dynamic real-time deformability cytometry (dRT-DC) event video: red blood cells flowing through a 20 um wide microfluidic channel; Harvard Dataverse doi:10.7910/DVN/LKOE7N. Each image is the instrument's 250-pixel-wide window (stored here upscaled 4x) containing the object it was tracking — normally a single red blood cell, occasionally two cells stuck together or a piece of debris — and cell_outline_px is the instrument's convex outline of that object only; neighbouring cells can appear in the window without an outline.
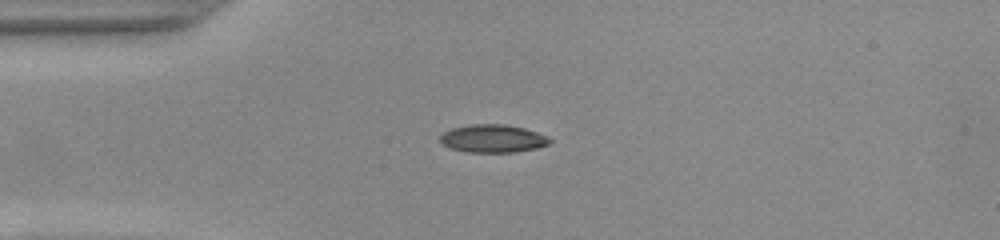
{"species": "common noctule bat (a hibernating species)", "species_latin": "Nyctalus noctula", "temperature_condition": "warm", "stored_images_in_passage": 40, "camera_frame_rate_fps": 3000, "um_per_image_px": 0.085, "animal": {"sex": "female", "body_mass_g": 22.0, "forearm_length_mm": 56.7}, "frame": {"image": 1, "passage_image": 1, "time_ms": 0.0, "image_size_px": [1000, 240], "cell_outline_px": [[552, 140], [548, 144], [536, 148], [516, 152], [464, 152], [440, 144], [440, 136], [444, 132], [452, 128], [472, 124], [504, 124], [524, 128], [548, 136]], "centroid_in_image_um": [41.88, 11.78], "position_along_channel_um": 43.1, "area_um2": 17.86}}
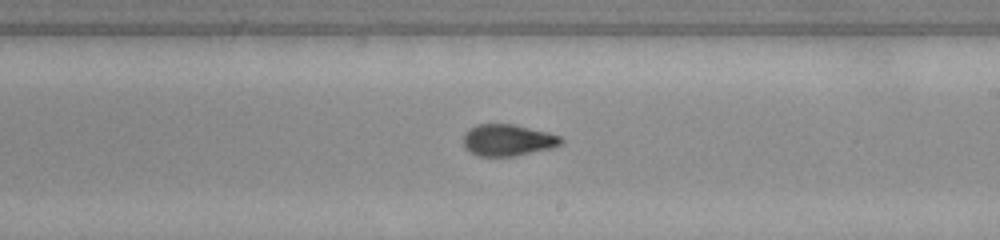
{"frame": {"image": 2, "passage_image": 18, "time_ms": 5.667, "image_size_px": [1000, 240], "cell_outline_px": [[564, 140], [560, 144], [552, 148], [516, 156], [476, 156], [464, 148], [464, 132], [468, 128], [476, 124], [512, 124], [548, 132], [560, 136]], "centroid_in_image_um": [43.13, 11.91], "position_along_channel_um": 245.9, "area_um2": 18.15}}
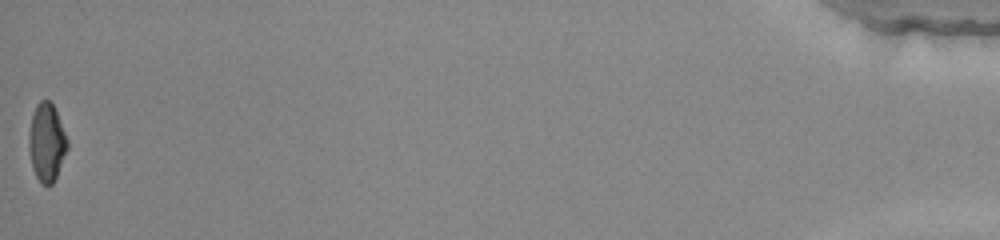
{"frame": {"image": 3, "passage_image": 40, "time_ms": 13.0, "image_size_px": [1000, 240], "cell_outline_px": [[68, 148], [56, 176], [52, 184], [40, 184], [32, 168], [28, 148], [28, 136], [32, 116], [36, 104], [40, 100], [48, 100], [52, 104], [56, 112], [68, 140]], "centroid_in_image_um": [3.95, 12.11], "position_along_channel_um": 431.3, "area_um2": 17.4}, "authors_computed_cell_mechanics": {"area_um2": 17.918, "velocity_mm_per_s": 3.9334, "shape_relaxation_time_tau1_ms": 4.0071, "shape_relaxation_time_tau2_ms": 1.3626, "deformation_change_tau1": 0.1911, "deformation_change_tau2": 0.0764}}